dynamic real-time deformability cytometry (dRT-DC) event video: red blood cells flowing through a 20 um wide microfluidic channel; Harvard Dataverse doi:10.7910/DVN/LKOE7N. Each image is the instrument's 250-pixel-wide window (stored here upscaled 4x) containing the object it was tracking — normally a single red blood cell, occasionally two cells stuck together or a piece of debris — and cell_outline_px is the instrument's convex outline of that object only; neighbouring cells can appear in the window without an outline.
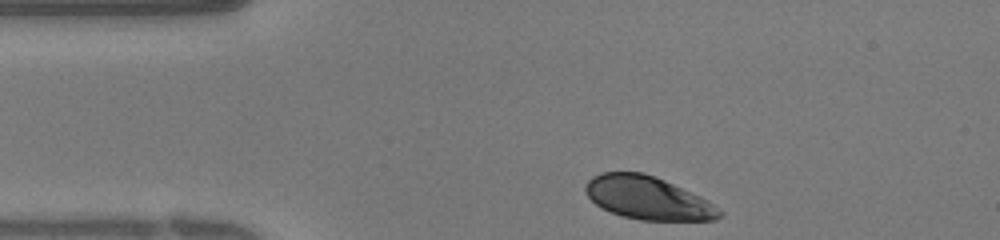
{"species": "human", "species_latin": "Homo sapiens", "temperature_condition": "warm", "stored_images_in_passage": 25, "camera_frame_rate_fps": 3000, "um_per_image_px": 0.085, "donor": {"sex": "female"}, "frame": {"image": 1, "passage_image": 1, "time_ms": 0.0, "image_size_px": [1000, 240], "cell_outline_px": [[724, 212], [716, 220], [640, 220], [624, 216], [612, 212], [596, 204], [584, 192], [584, 184], [592, 176], [600, 172], [644, 172], [664, 180], [700, 196], [708, 200]], "centroid_in_image_um": [55.05, 16.82], "position_along_channel_um": 29.9, "area_um2": 33.52}}
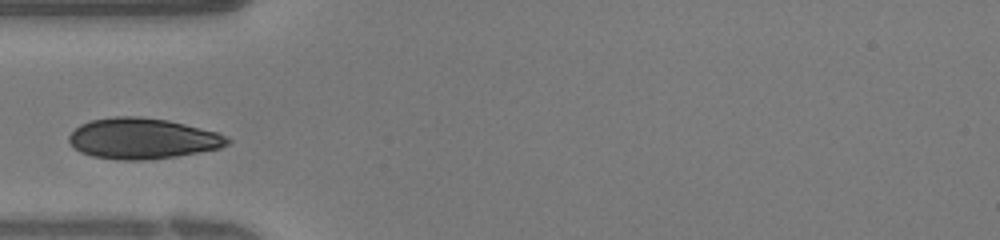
{"frame": {"image": 2, "passage_image": 6, "time_ms": 1.667, "image_size_px": [1000, 240], "cell_outline_px": [[232, 140], [228, 144], [220, 148], [176, 156], [148, 160], [116, 160], [92, 156], [80, 152], [68, 140], [68, 136], [80, 124], [92, 120], [112, 116], [140, 116], [168, 120], [216, 132], [228, 136]], "centroid_in_image_um": [12.11, 11.77], "position_along_channel_um": 72.9, "area_um2": 37.69}}
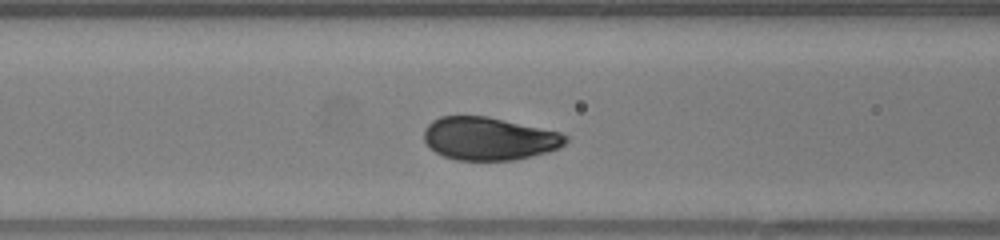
{"frame": {"image": 3, "passage_image": 9, "time_ms": 2.667, "image_size_px": [1000, 240], "cell_outline_px": [[568, 140], [560, 148], [548, 152], [516, 160], [456, 160], [444, 156], [428, 148], [424, 140], [424, 128], [432, 120], [440, 116], [488, 116], [560, 132], [568, 136]], "centroid_in_image_um": [41.56, 11.78], "position_along_channel_um": 125.0, "area_um2": 35.72}}